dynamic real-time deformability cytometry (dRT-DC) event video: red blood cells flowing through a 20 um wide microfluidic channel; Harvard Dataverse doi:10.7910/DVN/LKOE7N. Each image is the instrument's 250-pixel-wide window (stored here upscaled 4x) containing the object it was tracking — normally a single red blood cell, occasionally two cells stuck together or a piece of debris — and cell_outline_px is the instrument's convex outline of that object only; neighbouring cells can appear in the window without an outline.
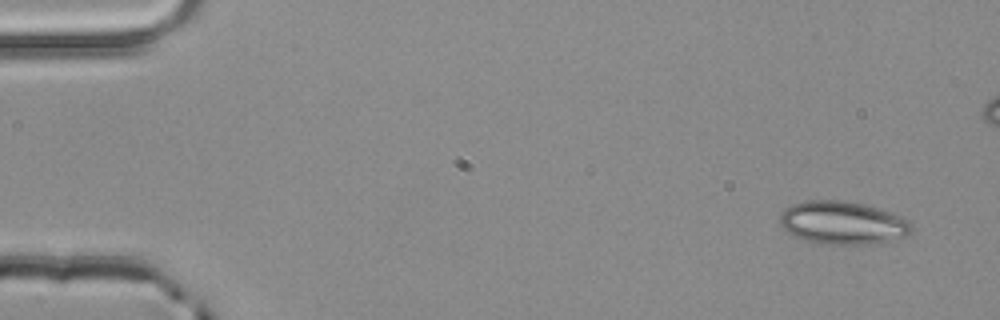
{"species": "common noctule bat (a hibernating species)", "species_latin": "Nyctalus noctula", "temperature_condition": "room temperature", "stored_images_in_passage": 3, "camera_frame_rate_fps": 3000, "um_per_image_px": 0.085, "animal": {"sex": "male", "body_mass_g": 20.4}, "frame": {"image": 1, "passage_image": 1, "time_ms": 0.0, "image_size_px": [1000, 320], "cell_outline_px": [[912, 228], [904, 236], [888, 240], [868, 244], [820, 244], [804, 240], [792, 236], [780, 224], [780, 212], [784, 208], [792, 204], [804, 200], [844, 200], [876, 208], [904, 216], [912, 224]], "centroid_in_image_um": [71.56, 18.93], "position_along_channel_um": 13.4, "area_um2": 33.0}}